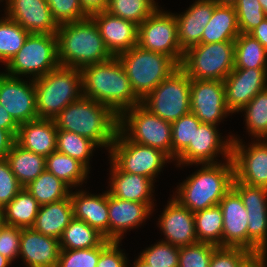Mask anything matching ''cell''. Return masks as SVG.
Here are the masks:
<instances>
[{"label": "cell", "instance_id": "cell-1", "mask_svg": "<svg viewBox=\"0 0 267 267\" xmlns=\"http://www.w3.org/2000/svg\"><path fill=\"white\" fill-rule=\"evenodd\" d=\"M80 72L83 96L107 106L118 117L125 110L141 104L117 56L84 66Z\"/></svg>", "mask_w": 267, "mask_h": 267}, {"label": "cell", "instance_id": "cell-2", "mask_svg": "<svg viewBox=\"0 0 267 267\" xmlns=\"http://www.w3.org/2000/svg\"><path fill=\"white\" fill-rule=\"evenodd\" d=\"M53 120L57 130L86 137L108 152L119 125V117L110 108L84 96L67 105Z\"/></svg>", "mask_w": 267, "mask_h": 267}, {"label": "cell", "instance_id": "cell-3", "mask_svg": "<svg viewBox=\"0 0 267 267\" xmlns=\"http://www.w3.org/2000/svg\"><path fill=\"white\" fill-rule=\"evenodd\" d=\"M198 169L176 185L172 197L191 212L216 206L232 188L234 181L233 161L217 164H194ZM200 167V168H199Z\"/></svg>", "mask_w": 267, "mask_h": 267}, {"label": "cell", "instance_id": "cell-4", "mask_svg": "<svg viewBox=\"0 0 267 267\" xmlns=\"http://www.w3.org/2000/svg\"><path fill=\"white\" fill-rule=\"evenodd\" d=\"M56 36L60 66L81 69L113 57L91 17L59 25Z\"/></svg>", "mask_w": 267, "mask_h": 267}, {"label": "cell", "instance_id": "cell-5", "mask_svg": "<svg viewBox=\"0 0 267 267\" xmlns=\"http://www.w3.org/2000/svg\"><path fill=\"white\" fill-rule=\"evenodd\" d=\"M39 119H54L67 105L83 96L80 69L59 66L34 79Z\"/></svg>", "mask_w": 267, "mask_h": 267}, {"label": "cell", "instance_id": "cell-6", "mask_svg": "<svg viewBox=\"0 0 267 267\" xmlns=\"http://www.w3.org/2000/svg\"><path fill=\"white\" fill-rule=\"evenodd\" d=\"M134 93L142 100L180 66L169 56L138 45L117 55Z\"/></svg>", "mask_w": 267, "mask_h": 267}, {"label": "cell", "instance_id": "cell-7", "mask_svg": "<svg viewBox=\"0 0 267 267\" xmlns=\"http://www.w3.org/2000/svg\"><path fill=\"white\" fill-rule=\"evenodd\" d=\"M60 66L56 34L30 33L22 48L5 65V74L36 79Z\"/></svg>", "mask_w": 267, "mask_h": 267}, {"label": "cell", "instance_id": "cell-8", "mask_svg": "<svg viewBox=\"0 0 267 267\" xmlns=\"http://www.w3.org/2000/svg\"><path fill=\"white\" fill-rule=\"evenodd\" d=\"M235 42L198 44L184 52L180 68L191 79L224 80L234 69Z\"/></svg>", "mask_w": 267, "mask_h": 267}, {"label": "cell", "instance_id": "cell-9", "mask_svg": "<svg viewBox=\"0 0 267 267\" xmlns=\"http://www.w3.org/2000/svg\"><path fill=\"white\" fill-rule=\"evenodd\" d=\"M191 78L179 67L142 100L141 105L166 122L190 113Z\"/></svg>", "mask_w": 267, "mask_h": 267}, {"label": "cell", "instance_id": "cell-10", "mask_svg": "<svg viewBox=\"0 0 267 267\" xmlns=\"http://www.w3.org/2000/svg\"><path fill=\"white\" fill-rule=\"evenodd\" d=\"M107 158L122 171L142 175L156 182L167 163L174 161L162 150L130 141L119 129ZM166 164V165H165Z\"/></svg>", "mask_w": 267, "mask_h": 267}, {"label": "cell", "instance_id": "cell-11", "mask_svg": "<svg viewBox=\"0 0 267 267\" xmlns=\"http://www.w3.org/2000/svg\"><path fill=\"white\" fill-rule=\"evenodd\" d=\"M118 129L130 141L162 150L172 159L171 123L152 114L141 104L119 116Z\"/></svg>", "mask_w": 267, "mask_h": 267}, {"label": "cell", "instance_id": "cell-12", "mask_svg": "<svg viewBox=\"0 0 267 267\" xmlns=\"http://www.w3.org/2000/svg\"><path fill=\"white\" fill-rule=\"evenodd\" d=\"M160 7L138 26L137 45L152 52L165 54L180 66L184 51L178 42L175 15Z\"/></svg>", "mask_w": 267, "mask_h": 267}, {"label": "cell", "instance_id": "cell-13", "mask_svg": "<svg viewBox=\"0 0 267 267\" xmlns=\"http://www.w3.org/2000/svg\"><path fill=\"white\" fill-rule=\"evenodd\" d=\"M218 126L201 123L190 144L176 157L174 165L186 168L194 164H217L231 158L232 134L219 132ZM222 156V157H221ZM221 157V160L218 159ZM223 159V160H222Z\"/></svg>", "mask_w": 267, "mask_h": 267}, {"label": "cell", "instance_id": "cell-14", "mask_svg": "<svg viewBox=\"0 0 267 267\" xmlns=\"http://www.w3.org/2000/svg\"><path fill=\"white\" fill-rule=\"evenodd\" d=\"M240 137L232 135L231 159L235 179L267 188V139H251L246 143Z\"/></svg>", "mask_w": 267, "mask_h": 267}, {"label": "cell", "instance_id": "cell-15", "mask_svg": "<svg viewBox=\"0 0 267 267\" xmlns=\"http://www.w3.org/2000/svg\"><path fill=\"white\" fill-rule=\"evenodd\" d=\"M232 188L239 194L248 214V250L267 255V188L248 185L234 178Z\"/></svg>", "mask_w": 267, "mask_h": 267}, {"label": "cell", "instance_id": "cell-16", "mask_svg": "<svg viewBox=\"0 0 267 267\" xmlns=\"http://www.w3.org/2000/svg\"><path fill=\"white\" fill-rule=\"evenodd\" d=\"M190 111L202 123L219 126L229 115L222 80L191 79Z\"/></svg>", "mask_w": 267, "mask_h": 267}, {"label": "cell", "instance_id": "cell-17", "mask_svg": "<svg viewBox=\"0 0 267 267\" xmlns=\"http://www.w3.org/2000/svg\"><path fill=\"white\" fill-rule=\"evenodd\" d=\"M0 104L18 125L38 119L34 79L13 77L1 71Z\"/></svg>", "mask_w": 267, "mask_h": 267}, {"label": "cell", "instance_id": "cell-18", "mask_svg": "<svg viewBox=\"0 0 267 267\" xmlns=\"http://www.w3.org/2000/svg\"><path fill=\"white\" fill-rule=\"evenodd\" d=\"M226 105L238 114L260 91L267 88V68H234L223 80Z\"/></svg>", "mask_w": 267, "mask_h": 267}, {"label": "cell", "instance_id": "cell-19", "mask_svg": "<svg viewBox=\"0 0 267 267\" xmlns=\"http://www.w3.org/2000/svg\"><path fill=\"white\" fill-rule=\"evenodd\" d=\"M155 206V203L123 200L108 193L109 241L122 242L127 232L141 228L155 214Z\"/></svg>", "mask_w": 267, "mask_h": 267}, {"label": "cell", "instance_id": "cell-20", "mask_svg": "<svg viewBox=\"0 0 267 267\" xmlns=\"http://www.w3.org/2000/svg\"><path fill=\"white\" fill-rule=\"evenodd\" d=\"M170 198L159 218L157 217V227L164 235L160 240L179 248L198 243L194 213L172 196Z\"/></svg>", "mask_w": 267, "mask_h": 267}, {"label": "cell", "instance_id": "cell-21", "mask_svg": "<svg viewBox=\"0 0 267 267\" xmlns=\"http://www.w3.org/2000/svg\"><path fill=\"white\" fill-rule=\"evenodd\" d=\"M4 14L29 33L56 34L54 20L46 0H6Z\"/></svg>", "mask_w": 267, "mask_h": 267}, {"label": "cell", "instance_id": "cell-22", "mask_svg": "<svg viewBox=\"0 0 267 267\" xmlns=\"http://www.w3.org/2000/svg\"><path fill=\"white\" fill-rule=\"evenodd\" d=\"M90 17L96 23L106 48L113 56L137 45V24L112 15L106 10L94 13Z\"/></svg>", "mask_w": 267, "mask_h": 267}, {"label": "cell", "instance_id": "cell-23", "mask_svg": "<svg viewBox=\"0 0 267 267\" xmlns=\"http://www.w3.org/2000/svg\"><path fill=\"white\" fill-rule=\"evenodd\" d=\"M60 243L57 238L43 235L32 228H22L19 259L25 267H57Z\"/></svg>", "mask_w": 267, "mask_h": 267}, {"label": "cell", "instance_id": "cell-24", "mask_svg": "<svg viewBox=\"0 0 267 267\" xmlns=\"http://www.w3.org/2000/svg\"><path fill=\"white\" fill-rule=\"evenodd\" d=\"M85 189V190H84ZM71 189L73 218L86 222L109 240L108 191L96 194L86 188ZM75 190V191H73Z\"/></svg>", "mask_w": 267, "mask_h": 267}, {"label": "cell", "instance_id": "cell-25", "mask_svg": "<svg viewBox=\"0 0 267 267\" xmlns=\"http://www.w3.org/2000/svg\"><path fill=\"white\" fill-rule=\"evenodd\" d=\"M109 184L106 186L110 195L123 200L154 203L155 182L142 175L122 171L110 158Z\"/></svg>", "mask_w": 267, "mask_h": 267}, {"label": "cell", "instance_id": "cell-26", "mask_svg": "<svg viewBox=\"0 0 267 267\" xmlns=\"http://www.w3.org/2000/svg\"><path fill=\"white\" fill-rule=\"evenodd\" d=\"M218 205L223 214V246L248 249V214L239 194L231 188Z\"/></svg>", "mask_w": 267, "mask_h": 267}, {"label": "cell", "instance_id": "cell-27", "mask_svg": "<svg viewBox=\"0 0 267 267\" xmlns=\"http://www.w3.org/2000/svg\"><path fill=\"white\" fill-rule=\"evenodd\" d=\"M215 5L213 0H195L184 12L173 13L177 21L178 42L184 52L200 44Z\"/></svg>", "mask_w": 267, "mask_h": 267}, {"label": "cell", "instance_id": "cell-28", "mask_svg": "<svg viewBox=\"0 0 267 267\" xmlns=\"http://www.w3.org/2000/svg\"><path fill=\"white\" fill-rule=\"evenodd\" d=\"M57 127L52 119H36L19 125L16 143L38 155L49 156L56 151Z\"/></svg>", "mask_w": 267, "mask_h": 267}, {"label": "cell", "instance_id": "cell-29", "mask_svg": "<svg viewBox=\"0 0 267 267\" xmlns=\"http://www.w3.org/2000/svg\"><path fill=\"white\" fill-rule=\"evenodd\" d=\"M72 219L73 207L69 196L57 202L41 205L31 228L59 240Z\"/></svg>", "mask_w": 267, "mask_h": 267}, {"label": "cell", "instance_id": "cell-30", "mask_svg": "<svg viewBox=\"0 0 267 267\" xmlns=\"http://www.w3.org/2000/svg\"><path fill=\"white\" fill-rule=\"evenodd\" d=\"M239 34L234 6L216 4L211 19L205 26L200 44L234 42Z\"/></svg>", "mask_w": 267, "mask_h": 267}, {"label": "cell", "instance_id": "cell-31", "mask_svg": "<svg viewBox=\"0 0 267 267\" xmlns=\"http://www.w3.org/2000/svg\"><path fill=\"white\" fill-rule=\"evenodd\" d=\"M11 171L24 188L34 181L45 169L46 158L19 146L16 142L6 157Z\"/></svg>", "mask_w": 267, "mask_h": 267}, {"label": "cell", "instance_id": "cell-32", "mask_svg": "<svg viewBox=\"0 0 267 267\" xmlns=\"http://www.w3.org/2000/svg\"><path fill=\"white\" fill-rule=\"evenodd\" d=\"M46 170L61 179L71 189L82 188L89 180L90 170L80 161L68 155L52 152L46 157Z\"/></svg>", "mask_w": 267, "mask_h": 267}, {"label": "cell", "instance_id": "cell-33", "mask_svg": "<svg viewBox=\"0 0 267 267\" xmlns=\"http://www.w3.org/2000/svg\"><path fill=\"white\" fill-rule=\"evenodd\" d=\"M40 206L37 200L23 188L2 209L4 224L20 228H31Z\"/></svg>", "mask_w": 267, "mask_h": 267}, {"label": "cell", "instance_id": "cell-34", "mask_svg": "<svg viewBox=\"0 0 267 267\" xmlns=\"http://www.w3.org/2000/svg\"><path fill=\"white\" fill-rule=\"evenodd\" d=\"M106 238L86 222L73 218L59 239L60 249L75 250L100 246Z\"/></svg>", "mask_w": 267, "mask_h": 267}, {"label": "cell", "instance_id": "cell-35", "mask_svg": "<svg viewBox=\"0 0 267 267\" xmlns=\"http://www.w3.org/2000/svg\"><path fill=\"white\" fill-rule=\"evenodd\" d=\"M40 205L57 202L70 196L71 188L46 169L24 187Z\"/></svg>", "mask_w": 267, "mask_h": 267}, {"label": "cell", "instance_id": "cell-36", "mask_svg": "<svg viewBox=\"0 0 267 267\" xmlns=\"http://www.w3.org/2000/svg\"><path fill=\"white\" fill-rule=\"evenodd\" d=\"M198 242L223 246V214L219 205L194 213Z\"/></svg>", "mask_w": 267, "mask_h": 267}, {"label": "cell", "instance_id": "cell-37", "mask_svg": "<svg viewBox=\"0 0 267 267\" xmlns=\"http://www.w3.org/2000/svg\"><path fill=\"white\" fill-rule=\"evenodd\" d=\"M234 42V68H267V49L257 39L240 33Z\"/></svg>", "mask_w": 267, "mask_h": 267}, {"label": "cell", "instance_id": "cell-38", "mask_svg": "<svg viewBox=\"0 0 267 267\" xmlns=\"http://www.w3.org/2000/svg\"><path fill=\"white\" fill-rule=\"evenodd\" d=\"M56 151L75 158L83 163L89 170H92L93 154L99 148L90 139L66 130H57Z\"/></svg>", "mask_w": 267, "mask_h": 267}, {"label": "cell", "instance_id": "cell-39", "mask_svg": "<svg viewBox=\"0 0 267 267\" xmlns=\"http://www.w3.org/2000/svg\"><path fill=\"white\" fill-rule=\"evenodd\" d=\"M239 112L244 113L245 129L251 139H267V88Z\"/></svg>", "mask_w": 267, "mask_h": 267}, {"label": "cell", "instance_id": "cell-40", "mask_svg": "<svg viewBox=\"0 0 267 267\" xmlns=\"http://www.w3.org/2000/svg\"><path fill=\"white\" fill-rule=\"evenodd\" d=\"M30 33L5 14L0 17V63L4 66L22 48Z\"/></svg>", "mask_w": 267, "mask_h": 267}, {"label": "cell", "instance_id": "cell-41", "mask_svg": "<svg viewBox=\"0 0 267 267\" xmlns=\"http://www.w3.org/2000/svg\"><path fill=\"white\" fill-rule=\"evenodd\" d=\"M158 7L155 0H109L106 11L139 26Z\"/></svg>", "mask_w": 267, "mask_h": 267}, {"label": "cell", "instance_id": "cell-42", "mask_svg": "<svg viewBox=\"0 0 267 267\" xmlns=\"http://www.w3.org/2000/svg\"><path fill=\"white\" fill-rule=\"evenodd\" d=\"M201 123L191 112L171 123L173 161L190 144V141L193 140L195 130L198 129Z\"/></svg>", "mask_w": 267, "mask_h": 267}, {"label": "cell", "instance_id": "cell-43", "mask_svg": "<svg viewBox=\"0 0 267 267\" xmlns=\"http://www.w3.org/2000/svg\"><path fill=\"white\" fill-rule=\"evenodd\" d=\"M137 256L152 267H178L179 247L159 240Z\"/></svg>", "mask_w": 267, "mask_h": 267}, {"label": "cell", "instance_id": "cell-44", "mask_svg": "<svg viewBox=\"0 0 267 267\" xmlns=\"http://www.w3.org/2000/svg\"><path fill=\"white\" fill-rule=\"evenodd\" d=\"M112 241L105 240L100 246L87 249H61L57 267H96L101 252Z\"/></svg>", "mask_w": 267, "mask_h": 267}, {"label": "cell", "instance_id": "cell-45", "mask_svg": "<svg viewBox=\"0 0 267 267\" xmlns=\"http://www.w3.org/2000/svg\"><path fill=\"white\" fill-rule=\"evenodd\" d=\"M233 6L240 33L249 34L267 17L259 0H237Z\"/></svg>", "mask_w": 267, "mask_h": 267}, {"label": "cell", "instance_id": "cell-46", "mask_svg": "<svg viewBox=\"0 0 267 267\" xmlns=\"http://www.w3.org/2000/svg\"><path fill=\"white\" fill-rule=\"evenodd\" d=\"M256 256L245 248L217 246L209 267H246Z\"/></svg>", "mask_w": 267, "mask_h": 267}, {"label": "cell", "instance_id": "cell-47", "mask_svg": "<svg viewBox=\"0 0 267 267\" xmlns=\"http://www.w3.org/2000/svg\"><path fill=\"white\" fill-rule=\"evenodd\" d=\"M216 247L202 242L180 247L178 267H209Z\"/></svg>", "mask_w": 267, "mask_h": 267}, {"label": "cell", "instance_id": "cell-48", "mask_svg": "<svg viewBox=\"0 0 267 267\" xmlns=\"http://www.w3.org/2000/svg\"><path fill=\"white\" fill-rule=\"evenodd\" d=\"M58 25L81 21L89 16L83 11L79 0H46Z\"/></svg>", "mask_w": 267, "mask_h": 267}, {"label": "cell", "instance_id": "cell-49", "mask_svg": "<svg viewBox=\"0 0 267 267\" xmlns=\"http://www.w3.org/2000/svg\"><path fill=\"white\" fill-rule=\"evenodd\" d=\"M23 189L11 171L7 159H0V210Z\"/></svg>", "mask_w": 267, "mask_h": 267}, {"label": "cell", "instance_id": "cell-50", "mask_svg": "<svg viewBox=\"0 0 267 267\" xmlns=\"http://www.w3.org/2000/svg\"><path fill=\"white\" fill-rule=\"evenodd\" d=\"M20 227L3 224L0 228V254L8 258L12 263L19 256L21 238Z\"/></svg>", "mask_w": 267, "mask_h": 267}, {"label": "cell", "instance_id": "cell-51", "mask_svg": "<svg viewBox=\"0 0 267 267\" xmlns=\"http://www.w3.org/2000/svg\"><path fill=\"white\" fill-rule=\"evenodd\" d=\"M122 242L112 241L100 254L96 267H129L131 263L127 253L121 249ZM121 244V245H120ZM124 252V253H123Z\"/></svg>", "mask_w": 267, "mask_h": 267}, {"label": "cell", "instance_id": "cell-52", "mask_svg": "<svg viewBox=\"0 0 267 267\" xmlns=\"http://www.w3.org/2000/svg\"><path fill=\"white\" fill-rule=\"evenodd\" d=\"M83 11L90 17L92 14L107 9L109 0H79Z\"/></svg>", "mask_w": 267, "mask_h": 267}, {"label": "cell", "instance_id": "cell-53", "mask_svg": "<svg viewBox=\"0 0 267 267\" xmlns=\"http://www.w3.org/2000/svg\"><path fill=\"white\" fill-rule=\"evenodd\" d=\"M18 128L19 125L0 104V129L8 130L16 138Z\"/></svg>", "mask_w": 267, "mask_h": 267}, {"label": "cell", "instance_id": "cell-54", "mask_svg": "<svg viewBox=\"0 0 267 267\" xmlns=\"http://www.w3.org/2000/svg\"><path fill=\"white\" fill-rule=\"evenodd\" d=\"M15 142V137L8 130L0 129V159L7 157Z\"/></svg>", "mask_w": 267, "mask_h": 267}, {"label": "cell", "instance_id": "cell-55", "mask_svg": "<svg viewBox=\"0 0 267 267\" xmlns=\"http://www.w3.org/2000/svg\"><path fill=\"white\" fill-rule=\"evenodd\" d=\"M249 35L257 39L267 49V17Z\"/></svg>", "mask_w": 267, "mask_h": 267}, {"label": "cell", "instance_id": "cell-56", "mask_svg": "<svg viewBox=\"0 0 267 267\" xmlns=\"http://www.w3.org/2000/svg\"><path fill=\"white\" fill-rule=\"evenodd\" d=\"M246 267H267V255L256 256Z\"/></svg>", "mask_w": 267, "mask_h": 267}, {"label": "cell", "instance_id": "cell-57", "mask_svg": "<svg viewBox=\"0 0 267 267\" xmlns=\"http://www.w3.org/2000/svg\"><path fill=\"white\" fill-rule=\"evenodd\" d=\"M133 264L130 267H152L143 261L139 256L135 258Z\"/></svg>", "mask_w": 267, "mask_h": 267}, {"label": "cell", "instance_id": "cell-58", "mask_svg": "<svg viewBox=\"0 0 267 267\" xmlns=\"http://www.w3.org/2000/svg\"><path fill=\"white\" fill-rule=\"evenodd\" d=\"M12 264L13 263L8 258L0 254V267H9Z\"/></svg>", "mask_w": 267, "mask_h": 267}, {"label": "cell", "instance_id": "cell-59", "mask_svg": "<svg viewBox=\"0 0 267 267\" xmlns=\"http://www.w3.org/2000/svg\"><path fill=\"white\" fill-rule=\"evenodd\" d=\"M216 4L234 5L237 0H213Z\"/></svg>", "mask_w": 267, "mask_h": 267}, {"label": "cell", "instance_id": "cell-60", "mask_svg": "<svg viewBox=\"0 0 267 267\" xmlns=\"http://www.w3.org/2000/svg\"><path fill=\"white\" fill-rule=\"evenodd\" d=\"M259 3L263 8L264 13L267 15V0H259Z\"/></svg>", "mask_w": 267, "mask_h": 267}, {"label": "cell", "instance_id": "cell-61", "mask_svg": "<svg viewBox=\"0 0 267 267\" xmlns=\"http://www.w3.org/2000/svg\"><path fill=\"white\" fill-rule=\"evenodd\" d=\"M4 220H3V213L2 210H0V228L3 226Z\"/></svg>", "mask_w": 267, "mask_h": 267}]
</instances>
